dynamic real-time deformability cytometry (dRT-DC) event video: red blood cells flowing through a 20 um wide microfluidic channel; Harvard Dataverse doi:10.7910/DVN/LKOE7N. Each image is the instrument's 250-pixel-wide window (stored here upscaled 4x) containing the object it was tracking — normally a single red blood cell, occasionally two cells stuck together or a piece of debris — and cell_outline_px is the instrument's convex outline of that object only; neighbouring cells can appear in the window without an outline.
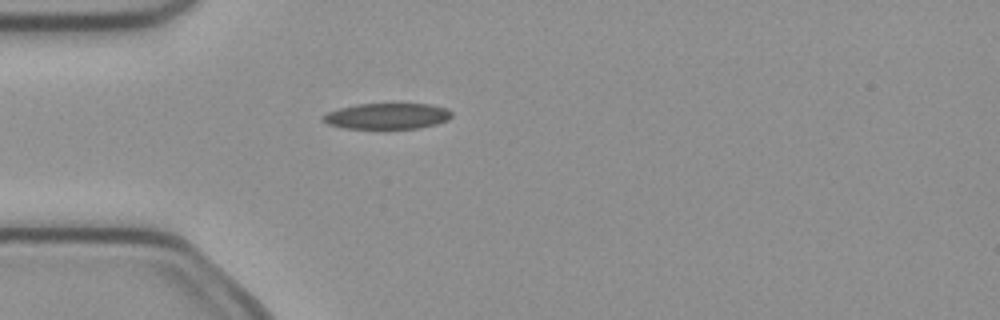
{"species": "common noctule bat (a hibernating species)", "species_latin": "Nyctalus noctula", "temperature_condition": "cold", "stored_images_in_passage": 3, "camera_frame_rate_fps": 3000, "um_per_image_px": 0.085, "animal": {"sex": "female", "body_mass_g": 21.9}, "frame": {"image": 1, "passage_image": 3, "time_ms": 0.667, "image_size_px": [1000, 320], "cell_outline_px": [[452, 116], [448, 120], [436, 124], [416, 128], [344, 128], [328, 124], [320, 116], [328, 112], [340, 108], [356, 104], [432, 104], [448, 108], [452, 112]], "centroid_in_image_um": [32.94, 9.86], "position_along_channel_um": 52.1, "area_um2": 19.36}}